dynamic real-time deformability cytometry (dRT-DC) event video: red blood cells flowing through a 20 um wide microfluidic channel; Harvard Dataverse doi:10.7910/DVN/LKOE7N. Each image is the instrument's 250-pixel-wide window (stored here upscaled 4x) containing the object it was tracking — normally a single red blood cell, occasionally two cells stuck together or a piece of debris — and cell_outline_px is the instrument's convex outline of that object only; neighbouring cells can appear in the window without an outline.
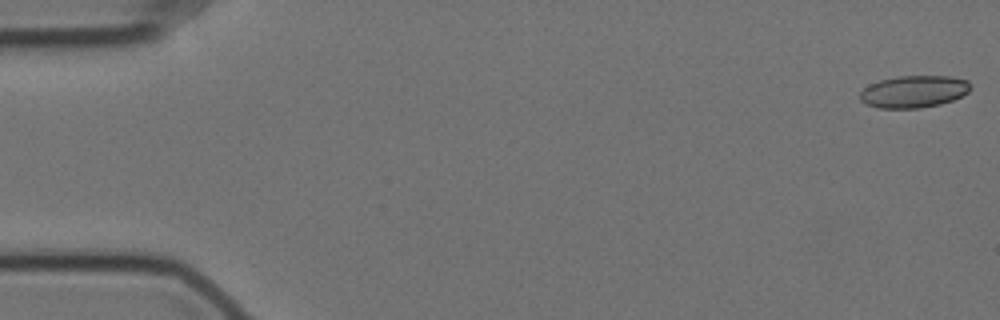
{"species": "Egyptian fruit bat (a non-hibernating species)", "species_latin": "Rousettus aegyptiacus", "temperature_condition": "cold", "stored_images_in_passage": 56, "camera_frame_rate_fps": 3000, "um_per_image_px": 0.085, "animal": {"sex": "female"}, "frame": {"image": 1, "passage_image": 1, "time_ms": 0.0, "image_size_px": [1000, 320], "cell_outline_px": [[972, 88], [968, 92], [952, 100], [940, 104], [920, 108], [880, 108], [868, 104], [860, 100], [860, 92], [868, 84], [880, 80], [900, 76], [948, 76], [968, 80]], "centroid_in_image_um": [77.68, 7.78], "position_along_channel_um": 7.3, "area_um2": 20.63}}
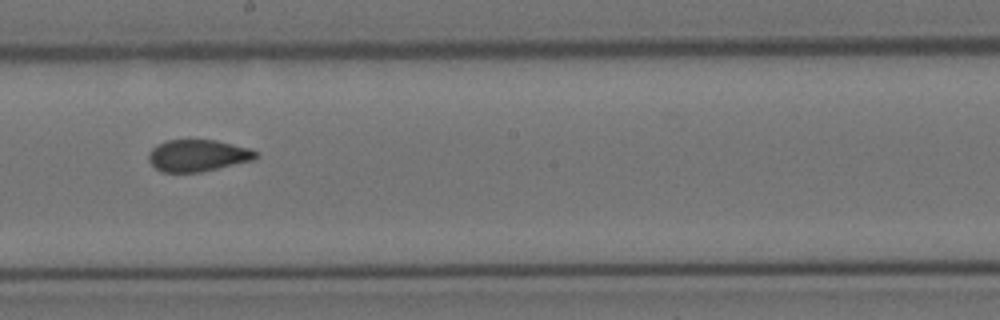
{"frame": {"image": 2, "passage_image": 32, "time_ms": 10.333, "image_size_px": [1000, 320], "cell_outline_px": [[260, 152], [252, 160], [200, 172], [164, 172], [156, 168], [148, 160], [148, 152], [156, 144], [168, 140], [216, 140], [248, 148]], "centroid_in_image_um": [16.78, 13.21], "position_along_channel_um": 231.4, "area_um2": 19.71}}
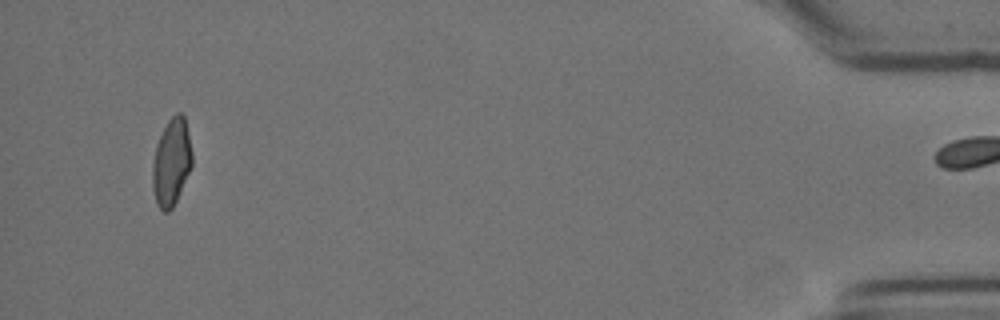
{"frame": {"image": 3, "passage_image": 55, "time_ms": 18.0, "image_size_px": [1000, 320], "cell_outline_px": [[192, 164], [176, 200], [172, 208], [168, 212], [164, 212], [156, 204], [152, 188], [152, 164], [156, 144], [168, 120], [176, 112], [180, 112], [184, 116], [188, 132], [192, 152]], "centroid_in_image_um": [14.55, 13.78], "position_along_channel_um": 420.6, "area_um2": 20.0}, "authors_computed_cell_mechanics": {"area_um2": 20.6635, "velocity_mm_per_s": 3.5031, "shape_relaxation_time_tau1_ms": null, "shape_relaxation_time_tau2_ms": 2.1503, "deformation_change_tau1": null, "deformation_change_tau2": 0.0676}}